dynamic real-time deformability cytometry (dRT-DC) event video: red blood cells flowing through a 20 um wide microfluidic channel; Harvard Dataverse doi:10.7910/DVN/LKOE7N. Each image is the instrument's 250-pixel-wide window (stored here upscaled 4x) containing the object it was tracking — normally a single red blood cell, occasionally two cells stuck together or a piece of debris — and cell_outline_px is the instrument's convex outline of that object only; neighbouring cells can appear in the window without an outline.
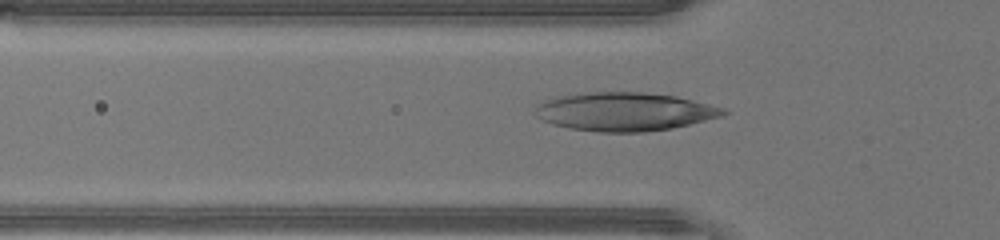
{"species": "human", "species_latin": "Homo sapiens", "temperature_condition": "warm", "stored_images_in_passage": 47, "camera_frame_rate_fps": 3000, "um_per_image_px": 0.085, "donor": {"sex": "male"}, "frame": {"image": 1, "passage_image": 15, "time_ms": 4.667, "image_size_px": [1000, 240], "cell_outline_px": [[732, 112], [724, 116], [672, 128], [644, 132], [596, 132], [568, 128], [552, 124], [540, 120], [532, 112], [532, 104], [544, 100], [560, 96], [588, 92], [640, 92], [676, 96], [724, 108]], "centroid_in_image_um": [53.03, 9.49], "position_along_channel_um": 72.8, "area_um2": 42.71}}
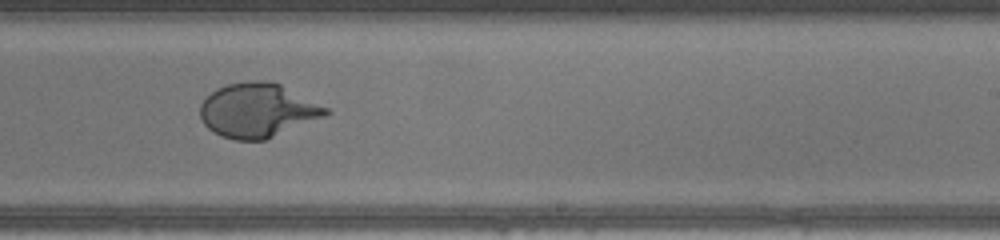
{"frame": {"image": 2, "passage_image": 28, "time_ms": 9.0, "image_size_px": [1000, 240], "cell_outline_px": [[332, 112], [324, 116], [264, 140], [236, 140], [220, 136], [212, 132], [204, 124], [200, 116], [200, 104], [204, 96], [216, 88], [228, 84], [252, 80], [264, 80], [280, 84], [328, 108]], "centroid_in_image_um": [21.84, 9.37], "position_along_channel_um": 267.2, "area_um2": 39.54}}
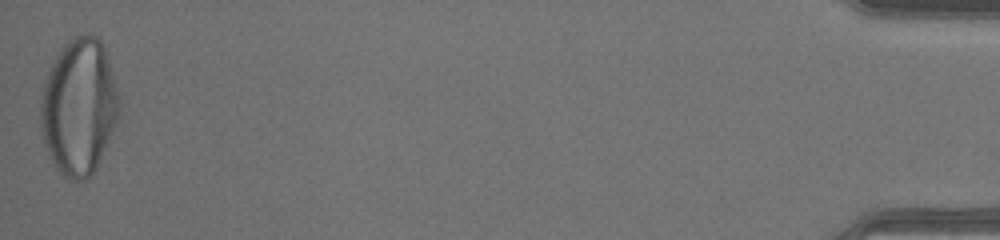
{"frame": {"image": 3, "passage_image": 46, "time_ms": 15.0, "image_size_px": [1000, 240], "cell_outline_px": [[120, 116], [96, 168], [92, 176], [88, 180], [72, 180], [64, 176], [56, 168], [52, 160], [44, 140], [40, 124], [40, 100], [44, 80], [56, 56], [64, 44], [72, 36], [84, 32], [92, 32], [100, 40], [104, 48], [120, 92]], "centroid_in_image_um": [6.74, 9.05], "position_along_channel_um": 428.5, "area_um2": 63.06}}